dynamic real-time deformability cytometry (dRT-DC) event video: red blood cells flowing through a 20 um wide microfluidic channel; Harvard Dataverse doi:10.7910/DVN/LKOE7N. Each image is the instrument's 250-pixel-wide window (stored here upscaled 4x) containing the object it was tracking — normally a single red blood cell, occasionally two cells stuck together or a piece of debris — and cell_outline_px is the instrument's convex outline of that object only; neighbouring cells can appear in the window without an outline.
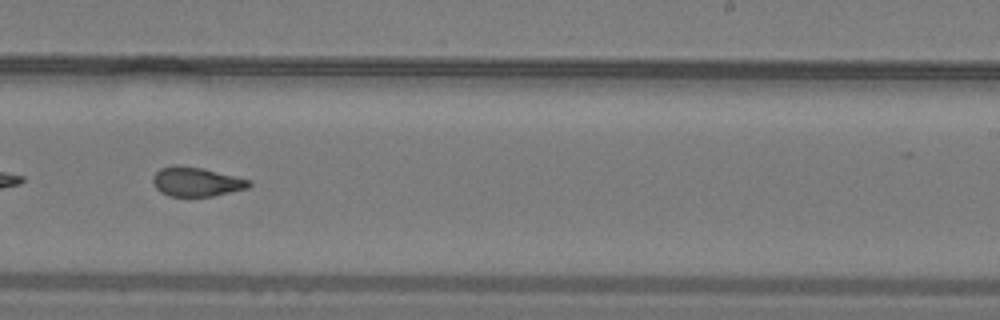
{"species": "common noctule bat (a hibernating species)", "species_latin": "Nyctalus noctula", "temperature_condition": "warm", "stored_images_in_passage": 35, "camera_frame_rate_fps": 3000, "um_per_image_px": 0.085, "animal": {"sex": "male", "body_mass_g": 19.2, "forearm_length_mm": 51.8}, "frame": {"image": 1, "passage_image": 16, "time_ms": 5.0, "image_size_px": [1000, 320], "cell_outline_px": [[252, 184], [248, 188], [212, 196], [168, 196], [160, 192], [156, 188], [152, 180], [152, 176], [160, 168], [172, 164], [176, 164], [204, 168], [252, 180]], "centroid_in_image_um": [16.68, 15.43], "position_along_channel_um": 272.3, "area_um2": 16.65}, "authors_computed_cell_mechanics": {"area_um2": 16.762, "velocity_mm_per_s": 4.1179, "shape_relaxation_time_tau1_ms": 9.66, "shape_relaxation_time_tau2_ms": 1.423, "deformation_change_tau1": 0.229, "deformation_change_tau2": 0.0804}}